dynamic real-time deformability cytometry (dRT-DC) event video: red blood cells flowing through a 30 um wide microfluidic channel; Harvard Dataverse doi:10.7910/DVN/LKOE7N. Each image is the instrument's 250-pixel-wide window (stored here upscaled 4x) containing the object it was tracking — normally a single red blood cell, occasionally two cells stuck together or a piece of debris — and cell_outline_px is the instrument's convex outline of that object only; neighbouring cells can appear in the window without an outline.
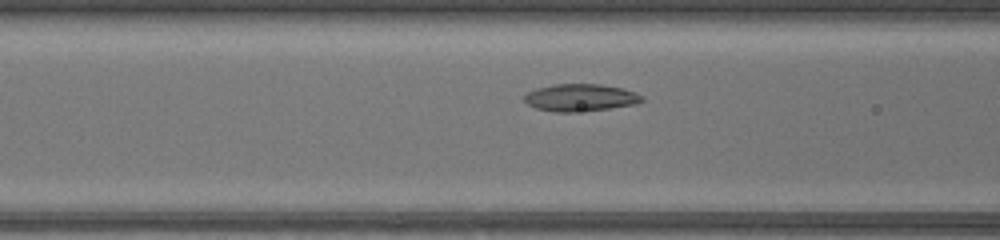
{"species": "common noctule bat (a hibernating species)", "species_latin": "Nyctalus noctula", "temperature_condition": "warm", "stored_images_in_passage": 9, "camera_frame_rate_fps": 3000, "um_per_image_px": 0.085, "animal": {"sex": "female", "body_mass_g": 17.0, "forearm_length_mm": 48.0}, "frame": {"image": 1, "passage_image": 7, "time_ms": 2.0, "image_size_px": [1000, 240], "cell_outline_px": [[644, 100], [636, 104], [608, 108], [572, 112], [556, 112], [536, 108], [528, 104], [524, 100], [524, 96], [528, 92], [536, 88], [556, 84], [600, 84], [624, 88], [636, 92], [644, 96]], "centroid_in_image_um": [49.36, 8.29], "position_along_channel_um": 117.2, "area_um2": 18.67}}